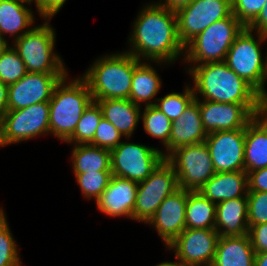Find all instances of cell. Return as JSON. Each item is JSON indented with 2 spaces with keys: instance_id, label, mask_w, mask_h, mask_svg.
<instances>
[{
  "instance_id": "obj_3",
  "label": "cell",
  "mask_w": 267,
  "mask_h": 266,
  "mask_svg": "<svg viewBox=\"0 0 267 266\" xmlns=\"http://www.w3.org/2000/svg\"><path fill=\"white\" fill-rule=\"evenodd\" d=\"M127 51L100 55L80 74L87 82L93 101L129 99L134 68L140 63Z\"/></svg>"
},
{
  "instance_id": "obj_39",
  "label": "cell",
  "mask_w": 267,
  "mask_h": 266,
  "mask_svg": "<svg viewBox=\"0 0 267 266\" xmlns=\"http://www.w3.org/2000/svg\"><path fill=\"white\" fill-rule=\"evenodd\" d=\"M248 226V235L255 253L267 252V223Z\"/></svg>"
},
{
  "instance_id": "obj_10",
  "label": "cell",
  "mask_w": 267,
  "mask_h": 266,
  "mask_svg": "<svg viewBox=\"0 0 267 266\" xmlns=\"http://www.w3.org/2000/svg\"><path fill=\"white\" fill-rule=\"evenodd\" d=\"M178 189L176 172L164 159L146 180L138 183L133 221L146 224L164 199Z\"/></svg>"
},
{
  "instance_id": "obj_13",
  "label": "cell",
  "mask_w": 267,
  "mask_h": 266,
  "mask_svg": "<svg viewBox=\"0 0 267 266\" xmlns=\"http://www.w3.org/2000/svg\"><path fill=\"white\" fill-rule=\"evenodd\" d=\"M178 36L185 46L216 21L232 14L231 0H194L176 12Z\"/></svg>"
},
{
  "instance_id": "obj_40",
  "label": "cell",
  "mask_w": 267,
  "mask_h": 266,
  "mask_svg": "<svg viewBox=\"0 0 267 266\" xmlns=\"http://www.w3.org/2000/svg\"><path fill=\"white\" fill-rule=\"evenodd\" d=\"M248 191L267 192V168L248 173Z\"/></svg>"
},
{
  "instance_id": "obj_28",
  "label": "cell",
  "mask_w": 267,
  "mask_h": 266,
  "mask_svg": "<svg viewBox=\"0 0 267 266\" xmlns=\"http://www.w3.org/2000/svg\"><path fill=\"white\" fill-rule=\"evenodd\" d=\"M216 204L198 191H188L185 210L186 228L215 229Z\"/></svg>"
},
{
  "instance_id": "obj_33",
  "label": "cell",
  "mask_w": 267,
  "mask_h": 266,
  "mask_svg": "<svg viewBox=\"0 0 267 266\" xmlns=\"http://www.w3.org/2000/svg\"><path fill=\"white\" fill-rule=\"evenodd\" d=\"M111 177V171L74 174L81 196L88 201L93 199L95 202L107 188Z\"/></svg>"
},
{
  "instance_id": "obj_38",
  "label": "cell",
  "mask_w": 267,
  "mask_h": 266,
  "mask_svg": "<svg viewBox=\"0 0 267 266\" xmlns=\"http://www.w3.org/2000/svg\"><path fill=\"white\" fill-rule=\"evenodd\" d=\"M66 2L67 0H36L34 5L35 15L38 14L40 19H53Z\"/></svg>"
},
{
  "instance_id": "obj_18",
  "label": "cell",
  "mask_w": 267,
  "mask_h": 266,
  "mask_svg": "<svg viewBox=\"0 0 267 266\" xmlns=\"http://www.w3.org/2000/svg\"><path fill=\"white\" fill-rule=\"evenodd\" d=\"M138 183L112 175L107 188L96 200V209L108 217L133 220Z\"/></svg>"
},
{
  "instance_id": "obj_7",
  "label": "cell",
  "mask_w": 267,
  "mask_h": 266,
  "mask_svg": "<svg viewBox=\"0 0 267 266\" xmlns=\"http://www.w3.org/2000/svg\"><path fill=\"white\" fill-rule=\"evenodd\" d=\"M245 26L233 15L216 21L185 45L183 65H199L225 60L236 36Z\"/></svg>"
},
{
  "instance_id": "obj_48",
  "label": "cell",
  "mask_w": 267,
  "mask_h": 266,
  "mask_svg": "<svg viewBox=\"0 0 267 266\" xmlns=\"http://www.w3.org/2000/svg\"><path fill=\"white\" fill-rule=\"evenodd\" d=\"M9 43L0 37V54Z\"/></svg>"
},
{
  "instance_id": "obj_4",
  "label": "cell",
  "mask_w": 267,
  "mask_h": 266,
  "mask_svg": "<svg viewBox=\"0 0 267 266\" xmlns=\"http://www.w3.org/2000/svg\"><path fill=\"white\" fill-rule=\"evenodd\" d=\"M69 74L57 83L49 100V136L62 143L73 135L82 114L93 102L86 80L81 75L72 78Z\"/></svg>"
},
{
  "instance_id": "obj_19",
  "label": "cell",
  "mask_w": 267,
  "mask_h": 266,
  "mask_svg": "<svg viewBox=\"0 0 267 266\" xmlns=\"http://www.w3.org/2000/svg\"><path fill=\"white\" fill-rule=\"evenodd\" d=\"M207 134L201 120L199 99H194L184 113L172 122L169 144L162 150V154L166 158L179 147L205 142Z\"/></svg>"
},
{
  "instance_id": "obj_50",
  "label": "cell",
  "mask_w": 267,
  "mask_h": 266,
  "mask_svg": "<svg viewBox=\"0 0 267 266\" xmlns=\"http://www.w3.org/2000/svg\"><path fill=\"white\" fill-rule=\"evenodd\" d=\"M3 206L0 205V213L3 212Z\"/></svg>"
},
{
  "instance_id": "obj_34",
  "label": "cell",
  "mask_w": 267,
  "mask_h": 266,
  "mask_svg": "<svg viewBox=\"0 0 267 266\" xmlns=\"http://www.w3.org/2000/svg\"><path fill=\"white\" fill-rule=\"evenodd\" d=\"M27 73L26 67L17 51L8 44L0 54V80L11 85Z\"/></svg>"
},
{
  "instance_id": "obj_49",
  "label": "cell",
  "mask_w": 267,
  "mask_h": 266,
  "mask_svg": "<svg viewBox=\"0 0 267 266\" xmlns=\"http://www.w3.org/2000/svg\"><path fill=\"white\" fill-rule=\"evenodd\" d=\"M21 1H24L32 6L35 5V2H36V0H21Z\"/></svg>"
},
{
  "instance_id": "obj_11",
  "label": "cell",
  "mask_w": 267,
  "mask_h": 266,
  "mask_svg": "<svg viewBox=\"0 0 267 266\" xmlns=\"http://www.w3.org/2000/svg\"><path fill=\"white\" fill-rule=\"evenodd\" d=\"M49 102H41L3 114V141L7 147L49 135ZM34 138V139H33Z\"/></svg>"
},
{
  "instance_id": "obj_44",
  "label": "cell",
  "mask_w": 267,
  "mask_h": 266,
  "mask_svg": "<svg viewBox=\"0 0 267 266\" xmlns=\"http://www.w3.org/2000/svg\"><path fill=\"white\" fill-rule=\"evenodd\" d=\"M254 266H267V252L255 253Z\"/></svg>"
},
{
  "instance_id": "obj_27",
  "label": "cell",
  "mask_w": 267,
  "mask_h": 266,
  "mask_svg": "<svg viewBox=\"0 0 267 266\" xmlns=\"http://www.w3.org/2000/svg\"><path fill=\"white\" fill-rule=\"evenodd\" d=\"M70 165L73 174L111 171L110 150L90 144L70 145Z\"/></svg>"
},
{
  "instance_id": "obj_6",
  "label": "cell",
  "mask_w": 267,
  "mask_h": 266,
  "mask_svg": "<svg viewBox=\"0 0 267 266\" xmlns=\"http://www.w3.org/2000/svg\"><path fill=\"white\" fill-rule=\"evenodd\" d=\"M266 43L267 35L244 27L236 36L224 60L230 69L259 94L262 101L267 51L264 54L265 48L261 46L267 45Z\"/></svg>"
},
{
  "instance_id": "obj_8",
  "label": "cell",
  "mask_w": 267,
  "mask_h": 266,
  "mask_svg": "<svg viewBox=\"0 0 267 266\" xmlns=\"http://www.w3.org/2000/svg\"><path fill=\"white\" fill-rule=\"evenodd\" d=\"M125 138L110 151L112 175L140 183L165 159L159 147Z\"/></svg>"
},
{
  "instance_id": "obj_12",
  "label": "cell",
  "mask_w": 267,
  "mask_h": 266,
  "mask_svg": "<svg viewBox=\"0 0 267 266\" xmlns=\"http://www.w3.org/2000/svg\"><path fill=\"white\" fill-rule=\"evenodd\" d=\"M219 238L215 229L185 228L166 250L181 266H211Z\"/></svg>"
},
{
  "instance_id": "obj_1",
  "label": "cell",
  "mask_w": 267,
  "mask_h": 266,
  "mask_svg": "<svg viewBox=\"0 0 267 266\" xmlns=\"http://www.w3.org/2000/svg\"><path fill=\"white\" fill-rule=\"evenodd\" d=\"M145 1L133 20L128 48L123 49L139 61L183 62L185 46L178 36L177 17L156 0Z\"/></svg>"
},
{
  "instance_id": "obj_29",
  "label": "cell",
  "mask_w": 267,
  "mask_h": 266,
  "mask_svg": "<svg viewBox=\"0 0 267 266\" xmlns=\"http://www.w3.org/2000/svg\"><path fill=\"white\" fill-rule=\"evenodd\" d=\"M140 120L143 123L145 134L152 139L159 140L162 151L169 144V137L172 129V121L154 105L145 106L141 109Z\"/></svg>"
},
{
  "instance_id": "obj_36",
  "label": "cell",
  "mask_w": 267,
  "mask_h": 266,
  "mask_svg": "<svg viewBox=\"0 0 267 266\" xmlns=\"http://www.w3.org/2000/svg\"><path fill=\"white\" fill-rule=\"evenodd\" d=\"M248 225L267 223V192L248 191Z\"/></svg>"
},
{
  "instance_id": "obj_47",
  "label": "cell",
  "mask_w": 267,
  "mask_h": 266,
  "mask_svg": "<svg viewBox=\"0 0 267 266\" xmlns=\"http://www.w3.org/2000/svg\"><path fill=\"white\" fill-rule=\"evenodd\" d=\"M155 266H181L179 264H177L176 262L172 261V260H167V261H161L159 263H157Z\"/></svg>"
},
{
  "instance_id": "obj_9",
  "label": "cell",
  "mask_w": 267,
  "mask_h": 266,
  "mask_svg": "<svg viewBox=\"0 0 267 266\" xmlns=\"http://www.w3.org/2000/svg\"><path fill=\"white\" fill-rule=\"evenodd\" d=\"M165 159L176 172L179 188L188 191H199L216 173L205 142L179 147Z\"/></svg>"
},
{
  "instance_id": "obj_22",
  "label": "cell",
  "mask_w": 267,
  "mask_h": 266,
  "mask_svg": "<svg viewBox=\"0 0 267 266\" xmlns=\"http://www.w3.org/2000/svg\"><path fill=\"white\" fill-rule=\"evenodd\" d=\"M267 168V108L245 128L244 171Z\"/></svg>"
},
{
  "instance_id": "obj_20",
  "label": "cell",
  "mask_w": 267,
  "mask_h": 266,
  "mask_svg": "<svg viewBox=\"0 0 267 266\" xmlns=\"http://www.w3.org/2000/svg\"><path fill=\"white\" fill-rule=\"evenodd\" d=\"M166 65L171 66L165 62L141 61L134 68L129 100L140 107L154 105L163 85V79L156 68L163 69Z\"/></svg>"
},
{
  "instance_id": "obj_24",
  "label": "cell",
  "mask_w": 267,
  "mask_h": 266,
  "mask_svg": "<svg viewBox=\"0 0 267 266\" xmlns=\"http://www.w3.org/2000/svg\"><path fill=\"white\" fill-rule=\"evenodd\" d=\"M215 230L220 236L248 234L247 197L224 200L216 204Z\"/></svg>"
},
{
  "instance_id": "obj_26",
  "label": "cell",
  "mask_w": 267,
  "mask_h": 266,
  "mask_svg": "<svg viewBox=\"0 0 267 266\" xmlns=\"http://www.w3.org/2000/svg\"><path fill=\"white\" fill-rule=\"evenodd\" d=\"M255 251L249 235L220 236L211 266H254Z\"/></svg>"
},
{
  "instance_id": "obj_31",
  "label": "cell",
  "mask_w": 267,
  "mask_h": 266,
  "mask_svg": "<svg viewBox=\"0 0 267 266\" xmlns=\"http://www.w3.org/2000/svg\"><path fill=\"white\" fill-rule=\"evenodd\" d=\"M195 99L191 83H185L182 92L167 93L157 98L154 106L163 112L172 122L178 119Z\"/></svg>"
},
{
  "instance_id": "obj_42",
  "label": "cell",
  "mask_w": 267,
  "mask_h": 266,
  "mask_svg": "<svg viewBox=\"0 0 267 266\" xmlns=\"http://www.w3.org/2000/svg\"><path fill=\"white\" fill-rule=\"evenodd\" d=\"M159 4L171 11H177L182 7L192 3L194 0H156Z\"/></svg>"
},
{
  "instance_id": "obj_46",
  "label": "cell",
  "mask_w": 267,
  "mask_h": 266,
  "mask_svg": "<svg viewBox=\"0 0 267 266\" xmlns=\"http://www.w3.org/2000/svg\"><path fill=\"white\" fill-rule=\"evenodd\" d=\"M4 146L3 141V114L0 113V149Z\"/></svg>"
},
{
  "instance_id": "obj_37",
  "label": "cell",
  "mask_w": 267,
  "mask_h": 266,
  "mask_svg": "<svg viewBox=\"0 0 267 266\" xmlns=\"http://www.w3.org/2000/svg\"><path fill=\"white\" fill-rule=\"evenodd\" d=\"M267 0H231L232 14L247 27L259 14Z\"/></svg>"
},
{
  "instance_id": "obj_17",
  "label": "cell",
  "mask_w": 267,
  "mask_h": 266,
  "mask_svg": "<svg viewBox=\"0 0 267 266\" xmlns=\"http://www.w3.org/2000/svg\"><path fill=\"white\" fill-rule=\"evenodd\" d=\"M188 190L179 188L167 196L145 224L154 229L165 248L186 228L185 210Z\"/></svg>"
},
{
  "instance_id": "obj_23",
  "label": "cell",
  "mask_w": 267,
  "mask_h": 266,
  "mask_svg": "<svg viewBox=\"0 0 267 266\" xmlns=\"http://www.w3.org/2000/svg\"><path fill=\"white\" fill-rule=\"evenodd\" d=\"M198 192L215 204L247 197L248 174L245 171L216 172Z\"/></svg>"
},
{
  "instance_id": "obj_16",
  "label": "cell",
  "mask_w": 267,
  "mask_h": 266,
  "mask_svg": "<svg viewBox=\"0 0 267 266\" xmlns=\"http://www.w3.org/2000/svg\"><path fill=\"white\" fill-rule=\"evenodd\" d=\"M65 75L27 72L16 83L8 85V110L49 102L55 86Z\"/></svg>"
},
{
  "instance_id": "obj_14",
  "label": "cell",
  "mask_w": 267,
  "mask_h": 266,
  "mask_svg": "<svg viewBox=\"0 0 267 266\" xmlns=\"http://www.w3.org/2000/svg\"><path fill=\"white\" fill-rule=\"evenodd\" d=\"M267 108L266 104L221 103L199 100V110L207 133L246 128Z\"/></svg>"
},
{
  "instance_id": "obj_43",
  "label": "cell",
  "mask_w": 267,
  "mask_h": 266,
  "mask_svg": "<svg viewBox=\"0 0 267 266\" xmlns=\"http://www.w3.org/2000/svg\"><path fill=\"white\" fill-rule=\"evenodd\" d=\"M8 85L0 80V113L4 114L8 110Z\"/></svg>"
},
{
  "instance_id": "obj_45",
  "label": "cell",
  "mask_w": 267,
  "mask_h": 266,
  "mask_svg": "<svg viewBox=\"0 0 267 266\" xmlns=\"http://www.w3.org/2000/svg\"><path fill=\"white\" fill-rule=\"evenodd\" d=\"M267 50V48H266ZM267 54V52H266ZM267 55H266V70H265V76H264V81H263V102L267 105Z\"/></svg>"
},
{
  "instance_id": "obj_5",
  "label": "cell",
  "mask_w": 267,
  "mask_h": 266,
  "mask_svg": "<svg viewBox=\"0 0 267 266\" xmlns=\"http://www.w3.org/2000/svg\"><path fill=\"white\" fill-rule=\"evenodd\" d=\"M52 19H41L27 33L10 43L25 64L27 72L67 74L63 57L55 50L57 32Z\"/></svg>"
},
{
  "instance_id": "obj_41",
  "label": "cell",
  "mask_w": 267,
  "mask_h": 266,
  "mask_svg": "<svg viewBox=\"0 0 267 266\" xmlns=\"http://www.w3.org/2000/svg\"><path fill=\"white\" fill-rule=\"evenodd\" d=\"M253 32L267 35V1L257 17L247 26Z\"/></svg>"
},
{
  "instance_id": "obj_30",
  "label": "cell",
  "mask_w": 267,
  "mask_h": 266,
  "mask_svg": "<svg viewBox=\"0 0 267 266\" xmlns=\"http://www.w3.org/2000/svg\"><path fill=\"white\" fill-rule=\"evenodd\" d=\"M99 105L93 101L82 114L73 135L65 142L67 145L90 144L102 119Z\"/></svg>"
},
{
  "instance_id": "obj_25",
  "label": "cell",
  "mask_w": 267,
  "mask_h": 266,
  "mask_svg": "<svg viewBox=\"0 0 267 266\" xmlns=\"http://www.w3.org/2000/svg\"><path fill=\"white\" fill-rule=\"evenodd\" d=\"M95 102L102 111V117L108 120L124 138H133L138 124L141 123L142 107L129 99H104Z\"/></svg>"
},
{
  "instance_id": "obj_2",
  "label": "cell",
  "mask_w": 267,
  "mask_h": 266,
  "mask_svg": "<svg viewBox=\"0 0 267 266\" xmlns=\"http://www.w3.org/2000/svg\"><path fill=\"white\" fill-rule=\"evenodd\" d=\"M195 99L221 103L265 104L259 94L224 61L184 65Z\"/></svg>"
},
{
  "instance_id": "obj_35",
  "label": "cell",
  "mask_w": 267,
  "mask_h": 266,
  "mask_svg": "<svg viewBox=\"0 0 267 266\" xmlns=\"http://www.w3.org/2000/svg\"><path fill=\"white\" fill-rule=\"evenodd\" d=\"M124 139V136L108 120L102 118L90 145L111 151Z\"/></svg>"
},
{
  "instance_id": "obj_32",
  "label": "cell",
  "mask_w": 267,
  "mask_h": 266,
  "mask_svg": "<svg viewBox=\"0 0 267 266\" xmlns=\"http://www.w3.org/2000/svg\"><path fill=\"white\" fill-rule=\"evenodd\" d=\"M7 218L3 210L0 213V266H24L20 246L15 240Z\"/></svg>"
},
{
  "instance_id": "obj_21",
  "label": "cell",
  "mask_w": 267,
  "mask_h": 266,
  "mask_svg": "<svg viewBox=\"0 0 267 266\" xmlns=\"http://www.w3.org/2000/svg\"><path fill=\"white\" fill-rule=\"evenodd\" d=\"M32 7L21 0H0V37L3 40L11 43L35 25L37 16Z\"/></svg>"
},
{
  "instance_id": "obj_15",
  "label": "cell",
  "mask_w": 267,
  "mask_h": 266,
  "mask_svg": "<svg viewBox=\"0 0 267 266\" xmlns=\"http://www.w3.org/2000/svg\"><path fill=\"white\" fill-rule=\"evenodd\" d=\"M215 172L244 171L245 128L207 134Z\"/></svg>"
}]
</instances>
